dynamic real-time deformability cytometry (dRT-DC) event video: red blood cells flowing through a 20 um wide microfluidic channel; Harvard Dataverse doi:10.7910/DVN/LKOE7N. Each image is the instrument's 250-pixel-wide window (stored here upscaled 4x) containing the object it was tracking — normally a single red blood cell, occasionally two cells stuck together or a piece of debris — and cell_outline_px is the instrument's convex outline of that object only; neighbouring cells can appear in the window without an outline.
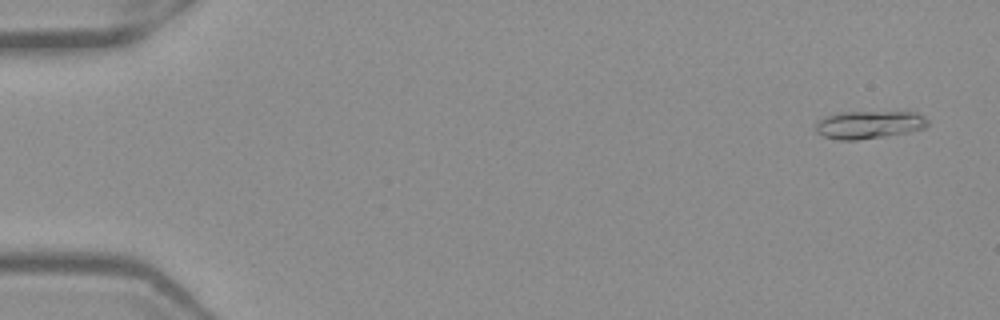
{"species": "Egyptian fruit bat (a non-hibernating species)", "species_latin": "Rousettus aegyptiacus", "temperature_condition": "warm", "stored_images_in_passage": 52, "camera_frame_rate_fps": 3000, "um_per_image_px": 0.085, "frame": {"image": 1, "passage_image": 3, "time_ms": 0.667, "image_size_px": [1000, 320], "cell_outline_px": [[928, 124], [924, 128], [884, 136], [856, 140], [840, 140], [824, 136], [816, 132], [816, 124], [824, 116], [840, 112], [916, 112], [924, 116], [928, 120]], "centroid_in_image_um": [73.85, 10.59], "position_along_channel_um": 11.2, "area_um2": 17.98}}
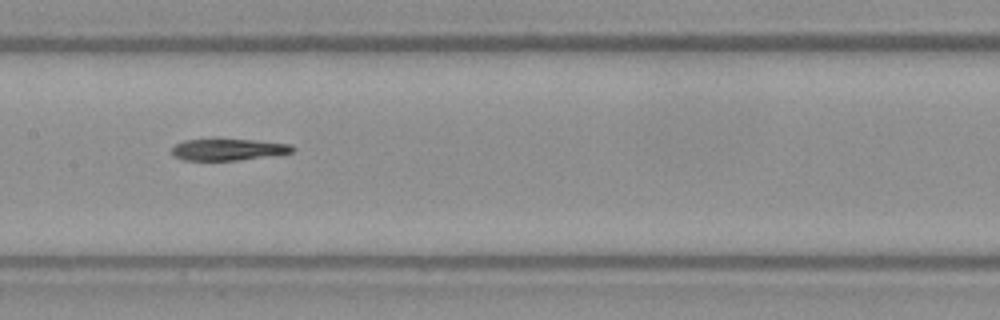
{"frame": {"image": 2, "passage_image": 27, "time_ms": 8.667, "image_size_px": [1000, 320], "cell_outline_px": [[296, 148], [292, 152], [236, 160], [184, 160], [172, 156], [172, 148], [176, 144], [184, 140], [216, 136], [292, 144]], "centroid_in_image_um": [19.32, 12.65], "position_along_channel_um": 188.1, "area_um2": 15.84}}
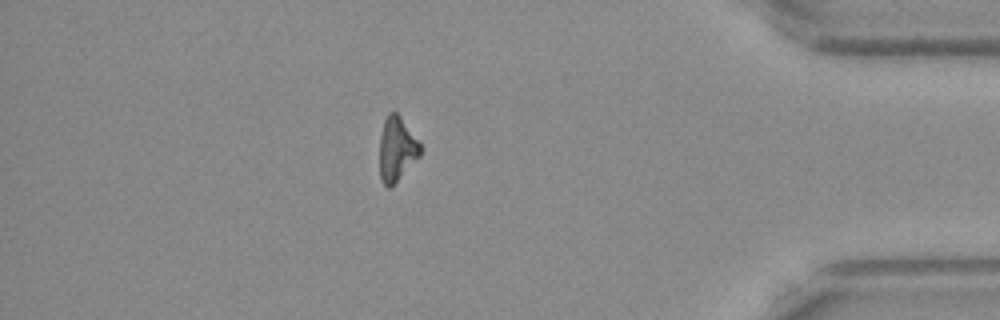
{"frame": {"image": 3, "passage_image": 46, "time_ms": 15.0, "image_size_px": [1000, 320], "cell_outline_px": [[420, 156], [388, 188], [380, 180], [380, 136], [384, 120], [388, 112], [396, 112], [400, 116], [420, 144]], "centroid_in_image_um": [33.7, 12.64], "position_along_channel_um": 401.5, "area_um2": 14.8}}